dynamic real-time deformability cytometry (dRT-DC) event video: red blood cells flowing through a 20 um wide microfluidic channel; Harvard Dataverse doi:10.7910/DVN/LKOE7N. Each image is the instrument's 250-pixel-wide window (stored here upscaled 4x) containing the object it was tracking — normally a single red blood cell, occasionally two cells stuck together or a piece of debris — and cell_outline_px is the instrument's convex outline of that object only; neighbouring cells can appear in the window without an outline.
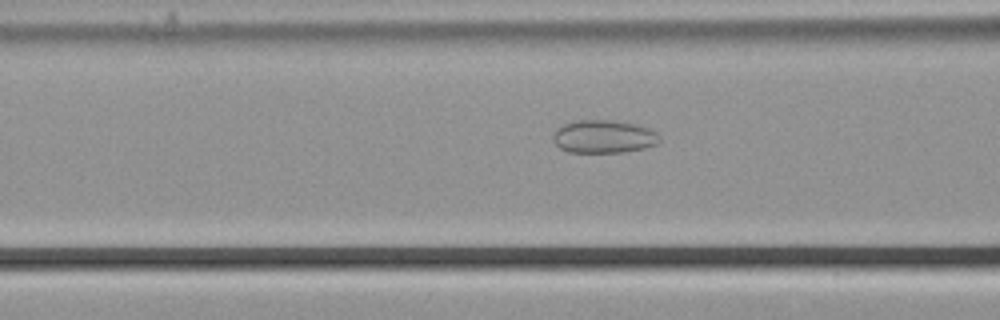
{"species": "common noctule bat (a hibernating species)", "species_latin": "Nyctalus noctula", "temperature_condition": "cold", "stored_images_in_passage": 41, "camera_frame_rate_fps": 3000, "um_per_image_px": 0.085, "animal": {"sex": "male", "body_mass_g": 21.5, "forearm_length_mm": 52.0}, "frame": {"image": 1, "passage_image": 8, "time_ms": 2.333, "image_size_px": [1000, 320], "cell_outline_px": [[660, 140], [656, 144], [644, 148], [624, 152], [568, 152], [560, 148], [552, 140], [552, 136], [556, 128], [564, 124], [576, 120], [612, 120], [632, 124], [648, 128], [656, 132]], "centroid_in_image_um": [51.27, 11.61], "position_along_channel_um": 115.3, "area_um2": 20.4}}
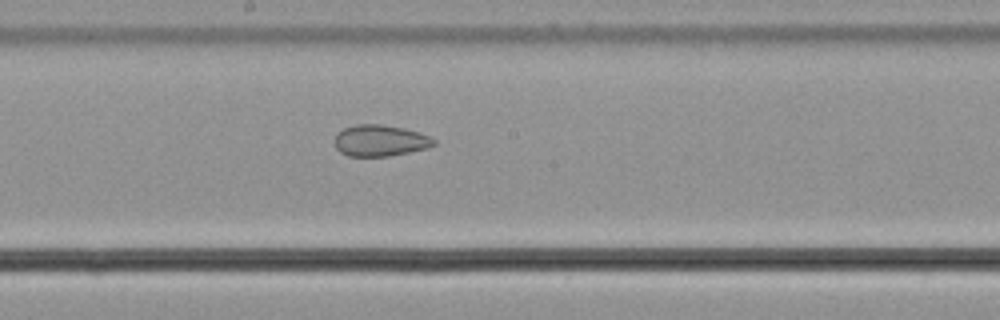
{"frame": {"image": 2, "passage_image": 16, "time_ms": 5.0, "image_size_px": [1000, 320], "cell_outline_px": [[436, 144], [428, 148], [388, 156], [348, 156], [340, 152], [336, 148], [336, 132], [344, 128], [356, 124], [380, 124], [404, 128], [428, 136], [436, 140]], "centroid_in_image_um": [32.3, 11.95], "position_along_channel_um": 215.9, "area_um2": 18.03}}
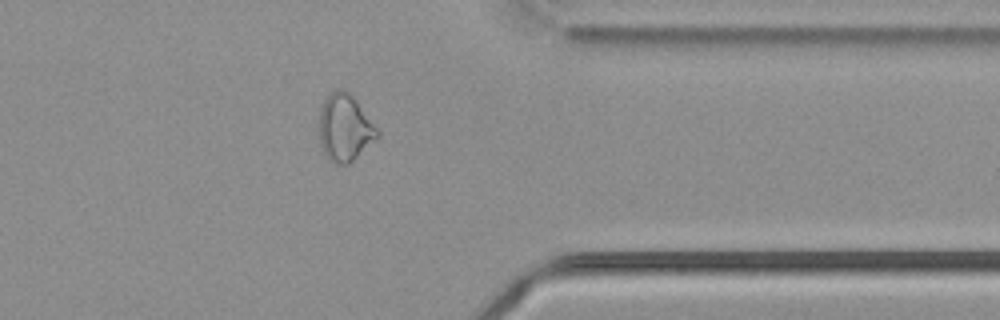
{"frame": {"image": 3, "passage_image": 30, "time_ms": 9.667, "image_size_px": [1000, 320], "cell_outline_px": [[380, 136], [348, 164], [336, 164], [328, 160], [320, 144], [320, 104], [336, 88], [344, 88], [356, 100], [380, 132]], "centroid_in_image_um": [29.3, 10.85], "position_along_channel_um": 382.1, "area_um2": 22.6}}